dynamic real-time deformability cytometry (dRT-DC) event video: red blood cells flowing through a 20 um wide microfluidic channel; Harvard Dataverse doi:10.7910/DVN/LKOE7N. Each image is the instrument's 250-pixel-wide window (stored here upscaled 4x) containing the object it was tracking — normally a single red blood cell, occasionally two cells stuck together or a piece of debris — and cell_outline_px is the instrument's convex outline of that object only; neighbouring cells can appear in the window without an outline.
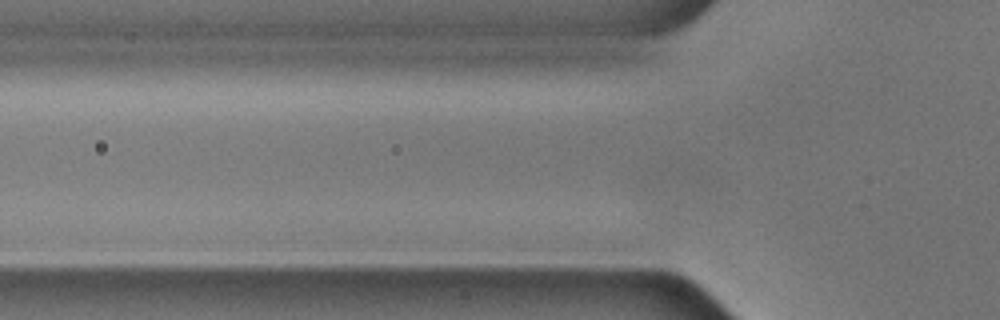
{"species": "common noctule bat (a hibernating species)", "species_latin": "Nyctalus noctula", "temperature_condition": "cold", "stored_images_in_passage": 7, "camera_frame_rate_fps": 3000, "um_per_image_px": 0.085, "animal": {"sex": "male", "body_mass_g": 17.9, "forearm_length_mm": 54.2}, "frame": {"image": 1, "passage_image": 2, "time_ms": 0.333, "image_size_px": [1000, 320], "cell_outline_px": [[264, 52], [248, 56], [240, 56], [112, 52], [132, 48], [180, 40], [208, 40], [260, 48]], "centroid_in_image_um": [16.71, 4.13], "position_along_channel_um": 109.1, "area_um2": 10.87}}